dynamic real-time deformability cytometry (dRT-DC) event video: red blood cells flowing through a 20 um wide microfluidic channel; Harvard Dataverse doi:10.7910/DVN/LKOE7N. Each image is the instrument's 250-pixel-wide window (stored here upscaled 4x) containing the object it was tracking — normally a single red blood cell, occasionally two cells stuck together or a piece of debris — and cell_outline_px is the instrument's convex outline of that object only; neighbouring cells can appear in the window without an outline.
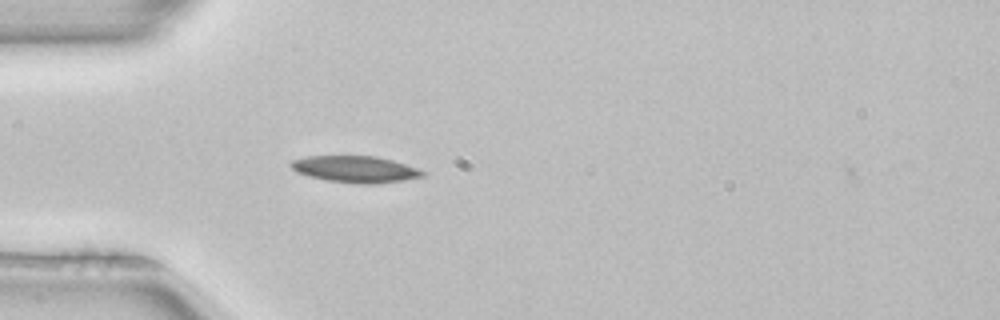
{"species": "common noctule bat (a hibernating species)", "species_latin": "Nyctalus noctula", "temperature_condition": "room temperature", "stored_images_in_passage": 37, "camera_frame_rate_fps": 3000, "um_per_image_px": 0.085, "animal": {"sex": "female", "body_mass_g": 22.7, "forearm_length_mm": 54.2}, "frame": {"image": 1, "passage_image": 1, "time_ms": 0.0, "image_size_px": [1000, 320], "cell_outline_px": [[424, 176], [404, 180], [372, 184], [356, 184], [324, 180], [308, 176], [296, 172], [288, 164], [292, 160], [308, 156], [376, 156], [392, 160], [416, 168], [424, 172]], "centroid_in_image_um": [30.15, 14.39], "position_along_channel_um": 54.9, "area_um2": 20.4}}
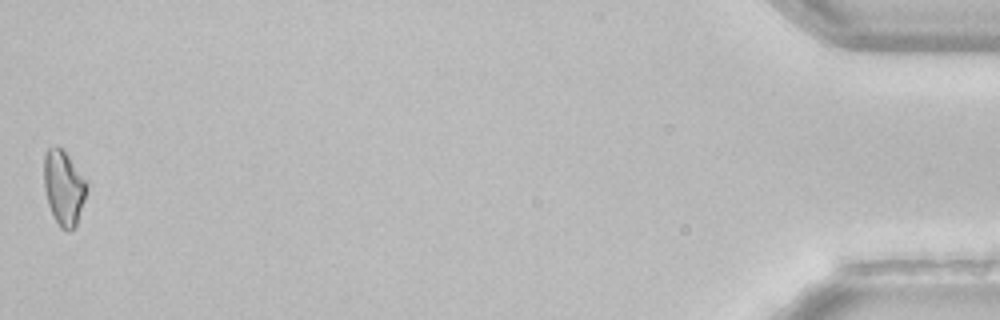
{"frame": {"image": 2, "passage_image": 37, "time_ms": 12.0, "image_size_px": [1000, 320], "cell_outline_px": [[88, 188], [76, 224], [68, 232], [60, 228], [48, 204], [44, 188], [44, 156], [48, 148], [56, 144], [68, 156], [84, 180]], "centroid_in_image_um": [5.39, 15.95], "position_along_channel_um": 429.8, "area_um2": 18.15}, "authors_computed_cell_mechanics": {"area_um2": 18.496, "velocity_mm_per_s": 4.0079, "shape_relaxation_time_tau1_ms": 6.8439, "shape_relaxation_time_tau2_ms": null, "deformation_change_tau1": 0.1296, "deformation_change_tau2": null}}